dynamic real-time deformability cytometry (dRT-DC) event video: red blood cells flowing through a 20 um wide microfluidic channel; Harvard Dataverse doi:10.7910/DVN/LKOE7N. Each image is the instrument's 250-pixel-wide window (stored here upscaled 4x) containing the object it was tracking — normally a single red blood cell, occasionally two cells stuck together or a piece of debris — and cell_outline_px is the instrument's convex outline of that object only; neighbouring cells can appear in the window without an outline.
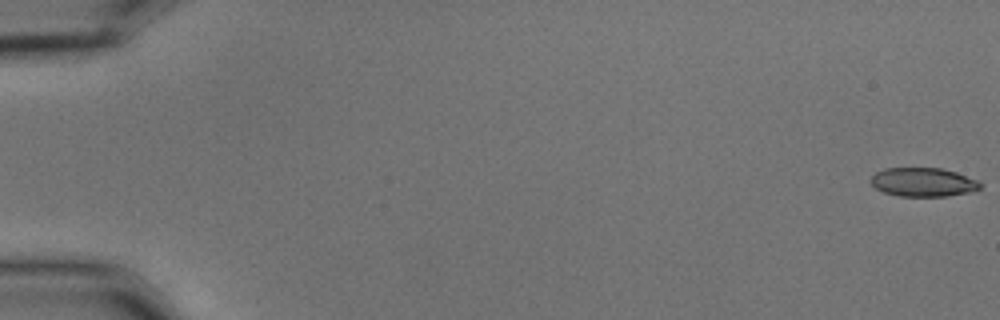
{"species": "common noctule bat (a hibernating species)", "species_latin": "Nyctalus noctula", "temperature_condition": "cold", "stored_images_in_passage": 11, "camera_frame_rate_fps": 3000, "um_per_image_px": 0.085, "animal": {"sex": "male", "body_mass_g": 15.6}, "frame": {"image": 1, "passage_image": 1, "time_ms": 0.0, "image_size_px": [1000, 320], "cell_outline_px": [[984, 184], [976, 192], [948, 196], [900, 196], [884, 192], [876, 188], [872, 184], [872, 176], [876, 172], [884, 168], [940, 168], [956, 172], [980, 180]], "centroid_in_image_um": [78.57, 15.49], "position_along_channel_um": 6.4, "area_um2": 18.61}}